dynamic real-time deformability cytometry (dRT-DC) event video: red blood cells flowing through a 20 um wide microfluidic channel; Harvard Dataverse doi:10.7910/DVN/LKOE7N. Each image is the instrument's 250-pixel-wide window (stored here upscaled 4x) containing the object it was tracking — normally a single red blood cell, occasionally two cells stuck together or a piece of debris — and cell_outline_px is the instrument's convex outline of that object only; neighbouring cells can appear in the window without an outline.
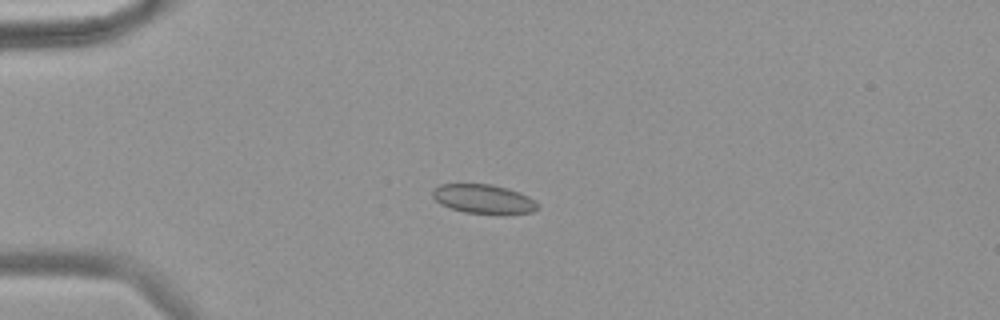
{"species": "common noctule bat (a hibernating species)", "species_latin": "Nyctalus noctula", "temperature_condition": "warm", "stored_images_in_passage": 61, "camera_frame_rate_fps": 3000, "um_per_image_px": 0.085, "animal": {"sex": "female", "body_mass_g": 18.4}, "frame": {"image": 1, "passage_image": 17, "time_ms": 5.333, "image_size_px": [1000, 320], "cell_outline_px": [[540, 204], [532, 212], [500, 216], [464, 212], [440, 204], [432, 196], [432, 188], [440, 184], [492, 184], [508, 188], [520, 192], [536, 200]], "centroid_in_image_um": [41.14, 16.93], "position_along_channel_um": 43.9, "area_um2": 18.44}}
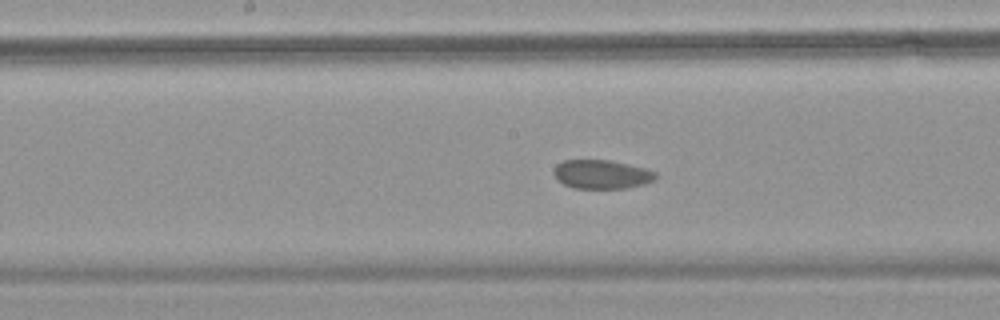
{"frame": {"image": 2, "passage_image": 33, "time_ms": 10.667, "image_size_px": [1000, 320], "cell_outline_px": [[656, 176], [652, 180], [644, 184], [624, 188], [576, 188], [564, 184], [556, 176], [556, 164], [564, 160], [608, 160], [628, 164], [644, 168], [656, 172]], "centroid_in_image_um": [51.16, 14.81], "position_along_channel_um": 197.0, "area_um2": 16.7}}
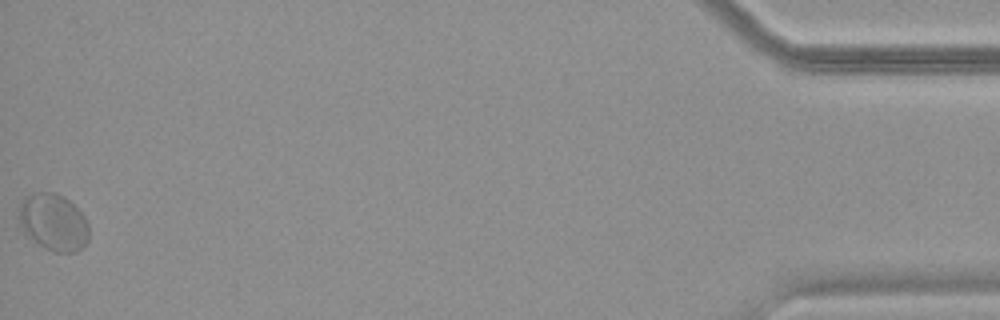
{"frame": {"image": 3, "passage_image": 61, "time_ms": 20.0, "image_size_px": [1000, 320], "cell_outline_px": [[88, 240], [76, 252], [52, 252], [44, 248], [28, 236], [24, 232], [20, 224], [20, 204], [24, 196], [36, 192], [56, 192], [64, 196], [84, 216], [88, 224]], "centroid_in_image_um": [4.53, 18.88], "position_along_channel_um": 430.7, "area_um2": 23.12}, "authors_computed_cell_mechanics": {"area_um2": 18.4382, "velocity_mm_per_s": 3.4432, "shape_relaxation_time_tau1_ms": null, "shape_relaxation_time_tau2_ms": 2.1103, "deformation_change_tau1": null, "deformation_change_tau2": 0.0301}}